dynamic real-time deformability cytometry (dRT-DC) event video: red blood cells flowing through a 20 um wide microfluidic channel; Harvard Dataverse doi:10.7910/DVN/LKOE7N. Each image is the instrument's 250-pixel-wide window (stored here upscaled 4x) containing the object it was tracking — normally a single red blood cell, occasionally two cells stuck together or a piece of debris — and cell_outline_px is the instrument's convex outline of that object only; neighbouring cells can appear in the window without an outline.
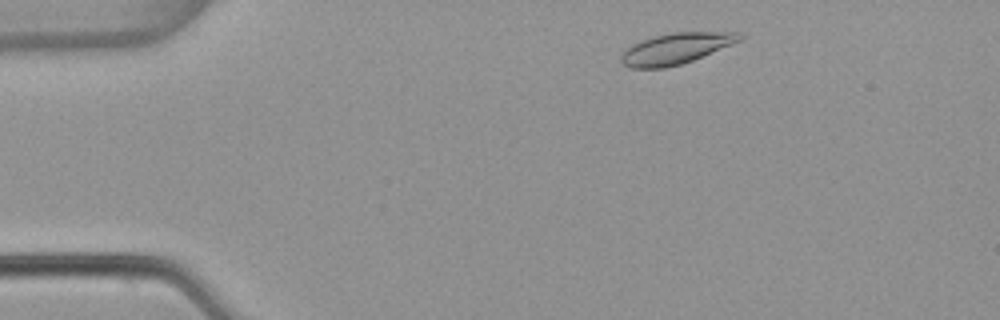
{"species": "common noctule bat (a hibernating species)", "species_latin": "Nyctalus noctula", "temperature_condition": "warm", "stored_images_in_passage": 3, "camera_frame_rate_fps": 3000, "um_per_image_px": 0.085, "animal": {"sex": "female", "body_mass_g": 22.7, "forearm_length_mm": 54.2}, "frame": {"image": 1, "passage_image": 1, "time_ms": 0.0, "image_size_px": [1000, 320], "cell_outline_px": [[744, 36], [740, 40], [732, 44], [692, 60], [680, 64], [664, 68], [628, 68], [620, 60], [620, 56], [632, 44], [640, 40], [672, 32], [740, 32]], "centroid_in_image_um": [57.43, 4.12], "position_along_channel_um": 27.6, "area_um2": 21.15}}